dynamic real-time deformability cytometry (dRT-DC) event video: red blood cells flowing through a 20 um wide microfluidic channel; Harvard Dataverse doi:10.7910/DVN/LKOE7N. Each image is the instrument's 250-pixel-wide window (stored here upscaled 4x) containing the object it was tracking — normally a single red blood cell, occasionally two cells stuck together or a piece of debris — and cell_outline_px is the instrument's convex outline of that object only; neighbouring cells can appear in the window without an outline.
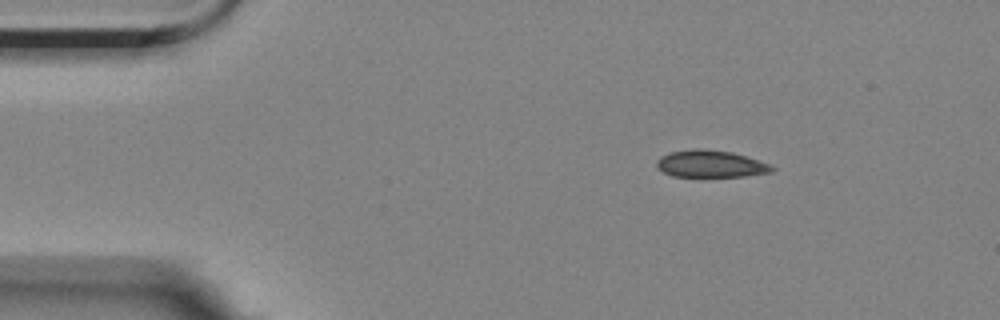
{"species": "Egyptian fruit bat (a non-hibernating species)", "species_latin": "Rousettus aegyptiacus", "temperature_condition": "room temperature", "stored_images_in_passage": 2, "camera_frame_rate_fps": 3000, "um_per_image_px": 0.085, "animal": {"sex": "female"}, "frame": {"image": 1, "passage_image": 1, "time_ms": 0.0, "image_size_px": [1000, 320], "cell_outline_px": [[776, 168], [772, 172], [744, 176], [672, 176], [656, 168], [656, 160], [660, 156], [672, 152], [692, 148], [704, 148], [732, 152], [768, 164]], "centroid_in_image_um": [60.35, 13.92], "position_along_channel_um": 24.7, "area_um2": 18.09}}